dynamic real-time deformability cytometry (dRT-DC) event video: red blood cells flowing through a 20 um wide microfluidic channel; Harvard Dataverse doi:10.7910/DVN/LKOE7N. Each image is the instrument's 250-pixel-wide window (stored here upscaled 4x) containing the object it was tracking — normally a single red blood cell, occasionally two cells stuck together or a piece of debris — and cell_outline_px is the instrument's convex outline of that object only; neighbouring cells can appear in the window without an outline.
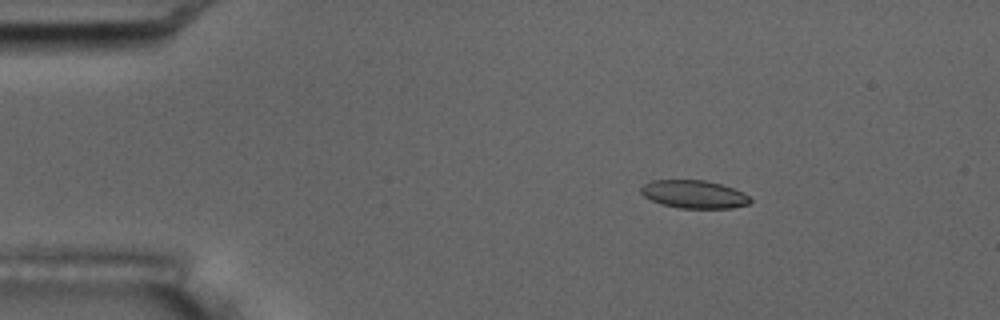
{"species": "common noctule bat (a hibernating species)", "species_latin": "Nyctalus noctula", "temperature_condition": "room temperature", "stored_images_in_passage": 6, "camera_frame_rate_fps": 3000, "um_per_image_px": 0.085, "animal": {"sex": "male", "body_mass_g": 17.5, "forearm_length_mm": 52.3}, "frame": {"image": 1, "passage_image": 3, "time_ms": 2.333, "image_size_px": [1000, 320], "cell_outline_px": [[752, 200], [748, 204], [732, 208], [680, 208], [660, 204], [644, 196], [640, 192], [640, 188], [644, 184], [652, 180], [704, 180], [720, 184], [744, 192]], "centroid_in_image_um": [58.98, 16.51], "position_along_channel_um": 26.0, "area_um2": 17.8}}